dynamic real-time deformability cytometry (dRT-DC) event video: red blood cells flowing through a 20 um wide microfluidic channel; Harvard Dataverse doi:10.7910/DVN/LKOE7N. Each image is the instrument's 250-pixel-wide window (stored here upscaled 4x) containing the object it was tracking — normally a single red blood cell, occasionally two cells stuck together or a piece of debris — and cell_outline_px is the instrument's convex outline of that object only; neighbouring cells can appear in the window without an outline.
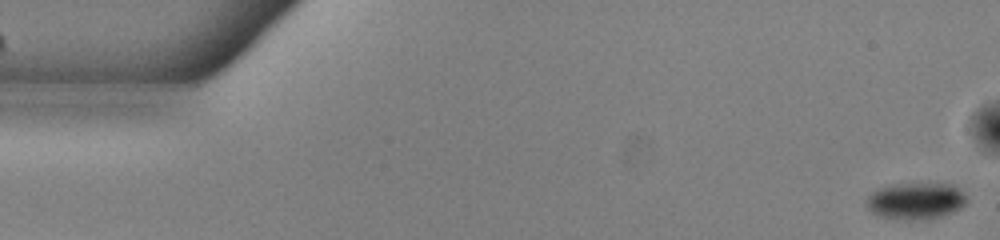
{"species": "common noctule bat (a hibernating species)", "species_latin": "Nyctalus noctula", "temperature_condition": "warm", "stored_images_in_passage": 53, "camera_frame_rate_fps": 3000, "um_per_image_px": 0.085, "animal": {"sex": "male", "body_mass_g": 13.0, "forearm_length_mm": 53.1}, "frame": {"image": 1, "passage_image": 1, "time_ms": 0.0, "image_size_px": [1000, 240], "cell_outline_px": [[968, 200], [960, 208], [952, 212], [928, 220], [896, 220], [876, 216], [864, 204], [864, 200], [876, 188], [888, 184], [952, 184]], "centroid_in_image_um": [77.73, 17.1], "position_along_channel_um": 7.3, "area_um2": 21.73}}
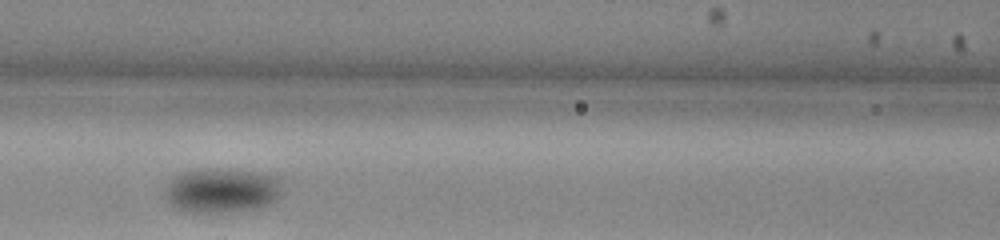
{"frame": {"image": 2, "passage_image": 23, "time_ms": 7.333, "image_size_px": [1000, 240], "cell_outline_px": [[280, 196], [276, 200], [268, 204], [256, 208], [220, 212], [184, 212], [168, 204], [164, 196], [164, 192], [168, 180], [180, 172], [216, 168], [256, 172], [272, 176], [280, 184]], "centroid_in_image_um": [18.75, 16.19], "position_along_channel_um": 147.9, "area_um2": 30.35}}
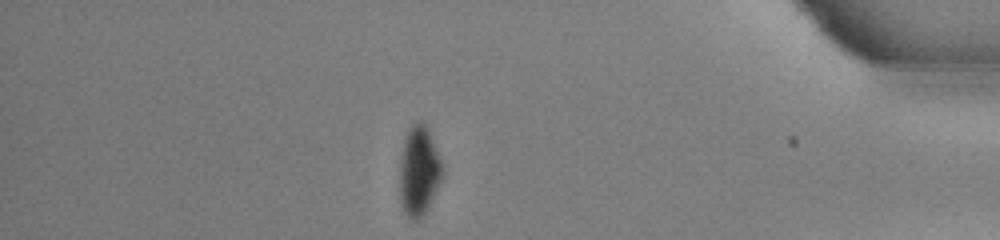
{"frame": {"image": 3, "passage_image": 46, "time_ms": 15.0, "image_size_px": [1000, 240], "cell_outline_px": [[444, 176], [424, 212], [416, 220], [412, 220], [404, 212], [400, 200], [400, 160], [404, 136], [408, 128], [416, 120], [420, 120], [424, 124], [444, 164]], "centroid_in_image_um": [35.61, 14.49], "position_along_channel_um": 399.6, "area_um2": 22.25}, "authors_computed_cell_mechanics": {"area_um2": 25.2008, "velocity_mm_per_s": 3.843, "shape_relaxation_time_tau1_ms": 3.1125, "shape_relaxation_time_tau2_ms": null, "deformation_change_tau1": 0.0943, "deformation_change_tau2": null}}